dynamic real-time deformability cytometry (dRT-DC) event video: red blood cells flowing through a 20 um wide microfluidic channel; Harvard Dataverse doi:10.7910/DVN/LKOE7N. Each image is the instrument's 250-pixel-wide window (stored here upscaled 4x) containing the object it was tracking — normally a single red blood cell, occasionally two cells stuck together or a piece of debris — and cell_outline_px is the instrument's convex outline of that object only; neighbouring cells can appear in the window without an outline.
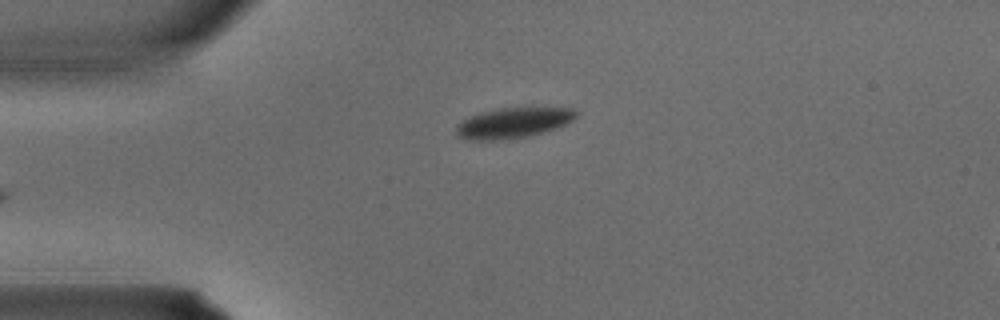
{"species": "common noctule bat (a hibernating species)", "species_latin": "Nyctalus noctula", "temperature_condition": "warm", "stored_images_in_passage": 3, "camera_frame_rate_fps": 3000, "um_per_image_px": 0.085, "animal": {"sex": "male", "body_mass_g": 15.6}, "frame": {"image": 1, "passage_image": 2, "time_ms": 0.333, "image_size_px": [1000, 320], "cell_outline_px": [[580, 112], [572, 120], [556, 128], [528, 136], [500, 140], [468, 140], [460, 136], [456, 132], [456, 124], [480, 112], [504, 108], [568, 108]], "centroid_in_image_um": [43.61, 10.45], "position_along_channel_um": 41.4, "area_um2": 20.87}}
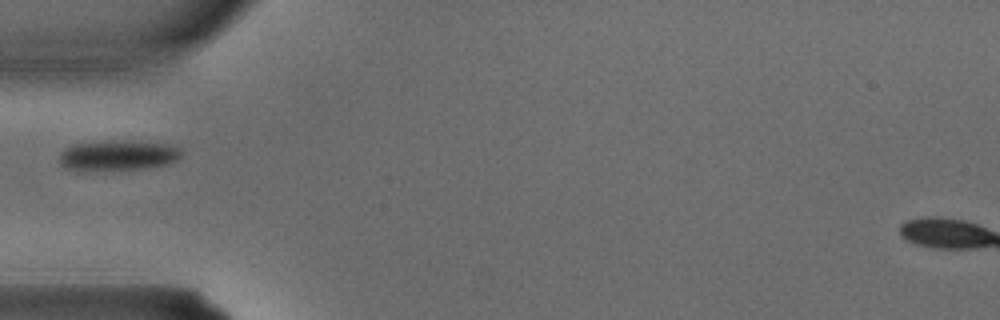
{"frame": {"image": 2, "passage_image": 3, "time_ms": 0.667, "image_size_px": [1000, 320], "cell_outline_px": [[184, 152], [172, 164], [148, 168], [76, 172], [64, 168], [60, 164], [60, 152], [64, 148], [72, 144], [124, 140], [132, 140], [168, 144], [180, 148]], "centroid_in_image_um": [10.01, 13.23], "position_along_channel_um": 75.0, "area_um2": 22.31}}